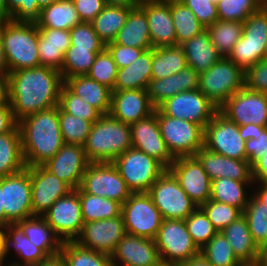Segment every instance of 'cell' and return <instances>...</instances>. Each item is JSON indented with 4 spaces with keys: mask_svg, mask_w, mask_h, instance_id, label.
<instances>
[{
    "mask_svg": "<svg viewBox=\"0 0 267 266\" xmlns=\"http://www.w3.org/2000/svg\"><path fill=\"white\" fill-rule=\"evenodd\" d=\"M259 7H267V0H254Z\"/></svg>",
    "mask_w": 267,
    "mask_h": 266,
    "instance_id": "76",
    "label": "cell"
},
{
    "mask_svg": "<svg viewBox=\"0 0 267 266\" xmlns=\"http://www.w3.org/2000/svg\"><path fill=\"white\" fill-rule=\"evenodd\" d=\"M200 208L207 215L214 228L221 232L225 227L236 221L243 212L237 207L209 199Z\"/></svg>",
    "mask_w": 267,
    "mask_h": 266,
    "instance_id": "51",
    "label": "cell"
},
{
    "mask_svg": "<svg viewBox=\"0 0 267 266\" xmlns=\"http://www.w3.org/2000/svg\"><path fill=\"white\" fill-rule=\"evenodd\" d=\"M254 193H255L254 196L259 201H261L267 208V183H261L260 185H258V189Z\"/></svg>",
    "mask_w": 267,
    "mask_h": 266,
    "instance_id": "68",
    "label": "cell"
},
{
    "mask_svg": "<svg viewBox=\"0 0 267 266\" xmlns=\"http://www.w3.org/2000/svg\"><path fill=\"white\" fill-rule=\"evenodd\" d=\"M10 222L5 218L2 199V177H0V226H8Z\"/></svg>",
    "mask_w": 267,
    "mask_h": 266,
    "instance_id": "70",
    "label": "cell"
},
{
    "mask_svg": "<svg viewBox=\"0 0 267 266\" xmlns=\"http://www.w3.org/2000/svg\"><path fill=\"white\" fill-rule=\"evenodd\" d=\"M267 46V7H260L243 22L241 38L228 56L244 71L264 60Z\"/></svg>",
    "mask_w": 267,
    "mask_h": 266,
    "instance_id": "6",
    "label": "cell"
},
{
    "mask_svg": "<svg viewBox=\"0 0 267 266\" xmlns=\"http://www.w3.org/2000/svg\"><path fill=\"white\" fill-rule=\"evenodd\" d=\"M59 106L65 112L92 123L102 116L96 108L74 94L65 84L62 85L60 90Z\"/></svg>",
    "mask_w": 267,
    "mask_h": 266,
    "instance_id": "49",
    "label": "cell"
},
{
    "mask_svg": "<svg viewBox=\"0 0 267 266\" xmlns=\"http://www.w3.org/2000/svg\"><path fill=\"white\" fill-rule=\"evenodd\" d=\"M39 29L34 22H0V40L5 51L8 73L39 67Z\"/></svg>",
    "mask_w": 267,
    "mask_h": 266,
    "instance_id": "4",
    "label": "cell"
},
{
    "mask_svg": "<svg viewBox=\"0 0 267 266\" xmlns=\"http://www.w3.org/2000/svg\"><path fill=\"white\" fill-rule=\"evenodd\" d=\"M187 66L183 47L180 45L152 48V79H162L179 73Z\"/></svg>",
    "mask_w": 267,
    "mask_h": 266,
    "instance_id": "38",
    "label": "cell"
},
{
    "mask_svg": "<svg viewBox=\"0 0 267 266\" xmlns=\"http://www.w3.org/2000/svg\"><path fill=\"white\" fill-rule=\"evenodd\" d=\"M17 126L28 167L42 166L65 144L60 129L58 106L29 115L18 121Z\"/></svg>",
    "mask_w": 267,
    "mask_h": 266,
    "instance_id": "2",
    "label": "cell"
},
{
    "mask_svg": "<svg viewBox=\"0 0 267 266\" xmlns=\"http://www.w3.org/2000/svg\"><path fill=\"white\" fill-rule=\"evenodd\" d=\"M199 73L186 66L179 73L162 79H151L147 88L151 104L157 108L165 100L182 91L197 90Z\"/></svg>",
    "mask_w": 267,
    "mask_h": 266,
    "instance_id": "27",
    "label": "cell"
},
{
    "mask_svg": "<svg viewBox=\"0 0 267 266\" xmlns=\"http://www.w3.org/2000/svg\"><path fill=\"white\" fill-rule=\"evenodd\" d=\"M10 104L8 74H0V105Z\"/></svg>",
    "mask_w": 267,
    "mask_h": 266,
    "instance_id": "64",
    "label": "cell"
},
{
    "mask_svg": "<svg viewBox=\"0 0 267 266\" xmlns=\"http://www.w3.org/2000/svg\"><path fill=\"white\" fill-rule=\"evenodd\" d=\"M34 266H67L61 254L47 257L44 261Z\"/></svg>",
    "mask_w": 267,
    "mask_h": 266,
    "instance_id": "65",
    "label": "cell"
},
{
    "mask_svg": "<svg viewBox=\"0 0 267 266\" xmlns=\"http://www.w3.org/2000/svg\"><path fill=\"white\" fill-rule=\"evenodd\" d=\"M126 234L122 215L84 223L79 237L80 246L111 256Z\"/></svg>",
    "mask_w": 267,
    "mask_h": 266,
    "instance_id": "18",
    "label": "cell"
},
{
    "mask_svg": "<svg viewBox=\"0 0 267 266\" xmlns=\"http://www.w3.org/2000/svg\"><path fill=\"white\" fill-rule=\"evenodd\" d=\"M249 184L253 181H237L227 177L214 179L211 181L210 199L237 207L243 212L250 199L244 189Z\"/></svg>",
    "mask_w": 267,
    "mask_h": 266,
    "instance_id": "40",
    "label": "cell"
},
{
    "mask_svg": "<svg viewBox=\"0 0 267 266\" xmlns=\"http://www.w3.org/2000/svg\"><path fill=\"white\" fill-rule=\"evenodd\" d=\"M8 20L16 22H34L40 18L41 8L32 0H6Z\"/></svg>",
    "mask_w": 267,
    "mask_h": 266,
    "instance_id": "55",
    "label": "cell"
},
{
    "mask_svg": "<svg viewBox=\"0 0 267 266\" xmlns=\"http://www.w3.org/2000/svg\"><path fill=\"white\" fill-rule=\"evenodd\" d=\"M38 53L40 65L61 70L64 55L70 43L69 30L38 28Z\"/></svg>",
    "mask_w": 267,
    "mask_h": 266,
    "instance_id": "28",
    "label": "cell"
},
{
    "mask_svg": "<svg viewBox=\"0 0 267 266\" xmlns=\"http://www.w3.org/2000/svg\"><path fill=\"white\" fill-rule=\"evenodd\" d=\"M182 0H157V2H160V3H173V2H181Z\"/></svg>",
    "mask_w": 267,
    "mask_h": 266,
    "instance_id": "77",
    "label": "cell"
},
{
    "mask_svg": "<svg viewBox=\"0 0 267 266\" xmlns=\"http://www.w3.org/2000/svg\"><path fill=\"white\" fill-rule=\"evenodd\" d=\"M59 0H32V3H38V6L42 9L45 6H48Z\"/></svg>",
    "mask_w": 267,
    "mask_h": 266,
    "instance_id": "73",
    "label": "cell"
},
{
    "mask_svg": "<svg viewBox=\"0 0 267 266\" xmlns=\"http://www.w3.org/2000/svg\"><path fill=\"white\" fill-rule=\"evenodd\" d=\"M2 199L5 218L10 223L33 216L28 166L16 174L2 177Z\"/></svg>",
    "mask_w": 267,
    "mask_h": 266,
    "instance_id": "17",
    "label": "cell"
},
{
    "mask_svg": "<svg viewBox=\"0 0 267 266\" xmlns=\"http://www.w3.org/2000/svg\"><path fill=\"white\" fill-rule=\"evenodd\" d=\"M168 170L198 207L210 199L211 179L195 156L176 158Z\"/></svg>",
    "mask_w": 267,
    "mask_h": 266,
    "instance_id": "19",
    "label": "cell"
},
{
    "mask_svg": "<svg viewBox=\"0 0 267 266\" xmlns=\"http://www.w3.org/2000/svg\"><path fill=\"white\" fill-rule=\"evenodd\" d=\"M262 253H267V245L262 249Z\"/></svg>",
    "mask_w": 267,
    "mask_h": 266,
    "instance_id": "79",
    "label": "cell"
},
{
    "mask_svg": "<svg viewBox=\"0 0 267 266\" xmlns=\"http://www.w3.org/2000/svg\"><path fill=\"white\" fill-rule=\"evenodd\" d=\"M130 126L132 147L155 158L168 169L175 159L170 155L161 136L156 112Z\"/></svg>",
    "mask_w": 267,
    "mask_h": 266,
    "instance_id": "21",
    "label": "cell"
},
{
    "mask_svg": "<svg viewBox=\"0 0 267 266\" xmlns=\"http://www.w3.org/2000/svg\"><path fill=\"white\" fill-rule=\"evenodd\" d=\"M219 0H182L205 27L211 26L219 19L216 3Z\"/></svg>",
    "mask_w": 267,
    "mask_h": 266,
    "instance_id": "56",
    "label": "cell"
},
{
    "mask_svg": "<svg viewBox=\"0 0 267 266\" xmlns=\"http://www.w3.org/2000/svg\"><path fill=\"white\" fill-rule=\"evenodd\" d=\"M244 86L252 91L267 93V60H261L245 70Z\"/></svg>",
    "mask_w": 267,
    "mask_h": 266,
    "instance_id": "57",
    "label": "cell"
},
{
    "mask_svg": "<svg viewBox=\"0 0 267 266\" xmlns=\"http://www.w3.org/2000/svg\"><path fill=\"white\" fill-rule=\"evenodd\" d=\"M195 157L212 180L230 178L237 181H253L252 166L247 160H238L201 148Z\"/></svg>",
    "mask_w": 267,
    "mask_h": 266,
    "instance_id": "25",
    "label": "cell"
},
{
    "mask_svg": "<svg viewBox=\"0 0 267 266\" xmlns=\"http://www.w3.org/2000/svg\"><path fill=\"white\" fill-rule=\"evenodd\" d=\"M148 194L163 219L185 220L198 207L168 169L156 180Z\"/></svg>",
    "mask_w": 267,
    "mask_h": 266,
    "instance_id": "11",
    "label": "cell"
},
{
    "mask_svg": "<svg viewBox=\"0 0 267 266\" xmlns=\"http://www.w3.org/2000/svg\"><path fill=\"white\" fill-rule=\"evenodd\" d=\"M243 216L247 219L254 242L262 250L267 245V208L254 195L250 197Z\"/></svg>",
    "mask_w": 267,
    "mask_h": 266,
    "instance_id": "46",
    "label": "cell"
},
{
    "mask_svg": "<svg viewBox=\"0 0 267 266\" xmlns=\"http://www.w3.org/2000/svg\"><path fill=\"white\" fill-rule=\"evenodd\" d=\"M147 16L152 48L176 46L171 3H148L139 6Z\"/></svg>",
    "mask_w": 267,
    "mask_h": 266,
    "instance_id": "26",
    "label": "cell"
},
{
    "mask_svg": "<svg viewBox=\"0 0 267 266\" xmlns=\"http://www.w3.org/2000/svg\"><path fill=\"white\" fill-rule=\"evenodd\" d=\"M81 22H91L106 5L104 0H72Z\"/></svg>",
    "mask_w": 267,
    "mask_h": 266,
    "instance_id": "60",
    "label": "cell"
},
{
    "mask_svg": "<svg viewBox=\"0 0 267 266\" xmlns=\"http://www.w3.org/2000/svg\"><path fill=\"white\" fill-rule=\"evenodd\" d=\"M155 242L162 264L179 265L200 254L184 220L163 219Z\"/></svg>",
    "mask_w": 267,
    "mask_h": 266,
    "instance_id": "9",
    "label": "cell"
},
{
    "mask_svg": "<svg viewBox=\"0 0 267 266\" xmlns=\"http://www.w3.org/2000/svg\"><path fill=\"white\" fill-rule=\"evenodd\" d=\"M7 226H0V266L6 257Z\"/></svg>",
    "mask_w": 267,
    "mask_h": 266,
    "instance_id": "66",
    "label": "cell"
},
{
    "mask_svg": "<svg viewBox=\"0 0 267 266\" xmlns=\"http://www.w3.org/2000/svg\"><path fill=\"white\" fill-rule=\"evenodd\" d=\"M247 161L252 165L257 159L267 154V128L259 132L245 143Z\"/></svg>",
    "mask_w": 267,
    "mask_h": 266,
    "instance_id": "59",
    "label": "cell"
},
{
    "mask_svg": "<svg viewBox=\"0 0 267 266\" xmlns=\"http://www.w3.org/2000/svg\"><path fill=\"white\" fill-rule=\"evenodd\" d=\"M262 260L265 263V266H267V253H263Z\"/></svg>",
    "mask_w": 267,
    "mask_h": 266,
    "instance_id": "78",
    "label": "cell"
},
{
    "mask_svg": "<svg viewBox=\"0 0 267 266\" xmlns=\"http://www.w3.org/2000/svg\"><path fill=\"white\" fill-rule=\"evenodd\" d=\"M16 125L10 104L0 105V134L10 132Z\"/></svg>",
    "mask_w": 267,
    "mask_h": 266,
    "instance_id": "61",
    "label": "cell"
},
{
    "mask_svg": "<svg viewBox=\"0 0 267 266\" xmlns=\"http://www.w3.org/2000/svg\"><path fill=\"white\" fill-rule=\"evenodd\" d=\"M253 182L267 183V154L257 159L252 165Z\"/></svg>",
    "mask_w": 267,
    "mask_h": 266,
    "instance_id": "62",
    "label": "cell"
},
{
    "mask_svg": "<svg viewBox=\"0 0 267 266\" xmlns=\"http://www.w3.org/2000/svg\"><path fill=\"white\" fill-rule=\"evenodd\" d=\"M60 254L67 266H114L111 256L84 248L75 241L63 242Z\"/></svg>",
    "mask_w": 267,
    "mask_h": 266,
    "instance_id": "44",
    "label": "cell"
},
{
    "mask_svg": "<svg viewBox=\"0 0 267 266\" xmlns=\"http://www.w3.org/2000/svg\"><path fill=\"white\" fill-rule=\"evenodd\" d=\"M64 84L102 115L110 113L112 89L89 78L87 75L67 78Z\"/></svg>",
    "mask_w": 267,
    "mask_h": 266,
    "instance_id": "30",
    "label": "cell"
},
{
    "mask_svg": "<svg viewBox=\"0 0 267 266\" xmlns=\"http://www.w3.org/2000/svg\"><path fill=\"white\" fill-rule=\"evenodd\" d=\"M157 109L163 114L200 125L203 129L218 108L199 90L182 91L165 100Z\"/></svg>",
    "mask_w": 267,
    "mask_h": 266,
    "instance_id": "14",
    "label": "cell"
},
{
    "mask_svg": "<svg viewBox=\"0 0 267 266\" xmlns=\"http://www.w3.org/2000/svg\"><path fill=\"white\" fill-rule=\"evenodd\" d=\"M132 193H148L166 168L155 158L129 148L112 162Z\"/></svg>",
    "mask_w": 267,
    "mask_h": 266,
    "instance_id": "8",
    "label": "cell"
},
{
    "mask_svg": "<svg viewBox=\"0 0 267 266\" xmlns=\"http://www.w3.org/2000/svg\"><path fill=\"white\" fill-rule=\"evenodd\" d=\"M177 266H212L210 265L201 254L198 256L191 258L189 261L183 262Z\"/></svg>",
    "mask_w": 267,
    "mask_h": 266,
    "instance_id": "67",
    "label": "cell"
},
{
    "mask_svg": "<svg viewBox=\"0 0 267 266\" xmlns=\"http://www.w3.org/2000/svg\"><path fill=\"white\" fill-rule=\"evenodd\" d=\"M15 249L17 255L23 259L22 264L11 262V266H34L44 261L47 256L25 235L23 228L18 223H9L7 226L6 256L10 247Z\"/></svg>",
    "mask_w": 267,
    "mask_h": 266,
    "instance_id": "37",
    "label": "cell"
},
{
    "mask_svg": "<svg viewBox=\"0 0 267 266\" xmlns=\"http://www.w3.org/2000/svg\"><path fill=\"white\" fill-rule=\"evenodd\" d=\"M266 128L267 127H265V126L255 125L253 123L239 126L240 137L244 141H248L251 138H253V136H255L259 132V130H265Z\"/></svg>",
    "mask_w": 267,
    "mask_h": 266,
    "instance_id": "63",
    "label": "cell"
},
{
    "mask_svg": "<svg viewBox=\"0 0 267 266\" xmlns=\"http://www.w3.org/2000/svg\"><path fill=\"white\" fill-rule=\"evenodd\" d=\"M79 188L85 193L112 199L121 205L132 194L112 162L89 163Z\"/></svg>",
    "mask_w": 267,
    "mask_h": 266,
    "instance_id": "12",
    "label": "cell"
},
{
    "mask_svg": "<svg viewBox=\"0 0 267 266\" xmlns=\"http://www.w3.org/2000/svg\"><path fill=\"white\" fill-rule=\"evenodd\" d=\"M79 198L84 223L121 215V204L115 200L85 193L80 188Z\"/></svg>",
    "mask_w": 267,
    "mask_h": 266,
    "instance_id": "41",
    "label": "cell"
},
{
    "mask_svg": "<svg viewBox=\"0 0 267 266\" xmlns=\"http://www.w3.org/2000/svg\"><path fill=\"white\" fill-rule=\"evenodd\" d=\"M239 266H265V263L261 259L260 261L254 263H241Z\"/></svg>",
    "mask_w": 267,
    "mask_h": 266,
    "instance_id": "75",
    "label": "cell"
},
{
    "mask_svg": "<svg viewBox=\"0 0 267 266\" xmlns=\"http://www.w3.org/2000/svg\"><path fill=\"white\" fill-rule=\"evenodd\" d=\"M10 106L16 122L59 105L64 80L59 70L47 66L8 73Z\"/></svg>",
    "mask_w": 267,
    "mask_h": 266,
    "instance_id": "1",
    "label": "cell"
},
{
    "mask_svg": "<svg viewBox=\"0 0 267 266\" xmlns=\"http://www.w3.org/2000/svg\"><path fill=\"white\" fill-rule=\"evenodd\" d=\"M43 217L63 242L75 241L84 225L79 188L55 201Z\"/></svg>",
    "mask_w": 267,
    "mask_h": 266,
    "instance_id": "16",
    "label": "cell"
},
{
    "mask_svg": "<svg viewBox=\"0 0 267 266\" xmlns=\"http://www.w3.org/2000/svg\"><path fill=\"white\" fill-rule=\"evenodd\" d=\"M221 233L232 247L234 255L241 263H254L263 257L262 250L254 242L247 219L242 215Z\"/></svg>",
    "mask_w": 267,
    "mask_h": 266,
    "instance_id": "29",
    "label": "cell"
},
{
    "mask_svg": "<svg viewBox=\"0 0 267 266\" xmlns=\"http://www.w3.org/2000/svg\"><path fill=\"white\" fill-rule=\"evenodd\" d=\"M155 107L151 104L148 91L114 90L112 91L110 115L128 125L152 114Z\"/></svg>",
    "mask_w": 267,
    "mask_h": 266,
    "instance_id": "24",
    "label": "cell"
},
{
    "mask_svg": "<svg viewBox=\"0 0 267 266\" xmlns=\"http://www.w3.org/2000/svg\"><path fill=\"white\" fill-rule=\"evenodd\" d=\"M117 71L118 68L112 55L105 48L102 52L96 55L94 63L87 76L114 91Z\"/></svg>",
    "mask_w": 267,
    "mask_h": 266,
    "instance_id": "52",
    "label": "cell"
},
{
    "mask_svg": "<svg viewBox=\"0 0 267 266\" xmlns=\"http://www.w3.org/2000/svg\"><path fill=\"white\" fill-rule=\"evenodd\" d=\"M81 22L72 0H59L41 9L38 28L70 30Z\"/></svg>",
    "mask_w": 267,
    "mask_h": 266,
    "instance_id": "36",
    "label": "cell"
},
{
    "mask_svg": "<svg viewBox=\"0 0 267 266\" xmlns=\"http://www.w3.org/2000/svg\"><path fill=\"white\" fill-rule=\"evenodd\" d=\"M202 257L212 266H239L241 262L234 255L226 237L218 232L200 249Z\"/></svg>",
    "mask_w": 267,
    "mask_h": 266,
    "instance_id": "47",
    "label": "cell"
},
{
    "mask_svg": "<svg viewBox=\"0 0 267 266\" xmlns=\"http://www.w3.org/2000/svg\"><path fill=\"white\" fill-rule=\"evenodd\" d=\"M104 49H82L70 46L64 55L60 70L63 80L74 76L87 75L95 57Z\"/></svg>",
    "mask_w": 267,
    "mask_h": 266,
    "instance_id": "45",
    "label": "cell"
},
{
    "mask_svg": "<svg viewBox=\"0 0 267 266\" xmlns=\"http://www.w3.org/2000/svg\"><path fill=\"white\" fill-rule=\"evenodd\" d=\"M114 266H160L162 264L153 239L125 234L111 255ZM120 263L118 264V262Z\"/></svg>",
    "mask_w": 267,
    "mask_h": 266,
    "instance_id": "23",
    "label": "cell"
},
{
    "mask_svg": "<svg viewBox=\"0 0 267 266\" xmlns=\"http://www.w3.org/2000/svg\"><path fill=\"white\" fill-rule=\"evenodd\" d=\"M154 111L157 114L161 136L174 159L193 157L204 147V129L200 125L163 115L157 108Z\"/></svg>",
    "mask_w": 267,
    "mask_h": 266,
    "instance_id": "7",
    "label": "cell"
},
{
    "mask_svg": "<svg viewBox=\"0 0 267 266\" xmlns=\"http://www.w3.org/2000/svg\"><path fill=\"white\" fill-rule=\"evenodd\" d=\"M70 32L71 46L82 49H105L106 44L99 38L91 22H80Z\"/></svg>",
    "mask_w": 267,
    "mask_h": 266,
    "instance_id": "54",
    "label": "cell"
},
{
    "mask_svg": "<svg viewBox=\"0 0 267 266\" xmlns=\"http://www.w3.org/2000/svg\"><path fill=\"white\" fill-rule=\"evenodd\" d=\"M0 74H8V66L5 56V51L0 40Z\"/></svg>",
    "mask_w": 267,
    "mask_h": 266,
    "instance_id": "69",
    "label": "cell"
},
{
    "mask_svg": "<svg viewBox=\"0 0 267 266\" xmlns=\"http://www.w3.org/2000/svg\"><path fill=\"white\" fill-rule=\"evenodd\" d=\"M31 243L47 257L60 254L63 241L43 216H32L17 222Z\"/></svg>",
    "mask_w": 267,
    "mask_h": 266,
    "instance_id": "32",
    "label": "cell"
},
{
    "mask_svg": "<svg viewBox=\"0 0 267 266\" xmlns=\"http://www.w3.org/2000/svg\"><path fill=\"white\" fill-rule=\"evenodd\" d=\"M26 167L21 135L16 125L10 132L0 134V177L16 174Z\"/></svg>",
    "mask_w": 267,
    "mask_h": 266,
    "instance_id": "35",
    "label": "cell"
},
{
    "mask_svg": "<svg viewBox=\"0 0 267 266\" xmlns=\"http://www.w3.org/2000/svg\"><path fill=\"white\" fill-rule=\"evenodd\" d=\"M113 42L129 47L152 48L147 16L139 6L129 11L125 24L119 30Z\"/></svg>",
    "mask_w": 267,
    "mask_h": 266,
    "instance_id": "31",
    "label": "cell"
},
{
    "mask_svg": "<svg viewBox=\"0 0 267 266\" xmlns=\"http://www.w3.org/2000/svg\"><path fill=\"white\" fill-rule=\"evenodd\" d=\"M152 48L145 50L131 65L118 69L114 90H147L152 79Z\"/></svg>",
    "mask_w": 267,
    "mask_h": 266,
    "instance_id": "34",
    "label": "cell"
},
{
    "mask_svg": "<svg viewBox=\"0 0 267 266\" xmlns=\"http://www.w3.org/2000/svg\"><path fill=\"white\" fill-rule=\"evenodd\" d=\"M206 30L221 57H228L242 36L243 22L216 20Z\"/></svg>",
    "mask_w": 267,
    "mask_h": 266,
    "instance_id": "42",
    "label": "cell"
},
{
    "mask_svg": "<svg viewBox=\"0 0 267 266\" xmlns=\"http://www.w3.org/2000/svg\"><path fill=\"white\" fill-rule=\"evenodd\" d=\"M218 110L238 126L253 123L267 127V93L252 91L244 86Z\"/></svg>",
    "mask_w": 267,
    "mask_h": 266,
    "instance_id": "15",
    "label": "cell"
},
{
    "mask_svg": "<svg viewBox=\"0 0 267 266\" xmlns=\"http://www.w3.org/2000/svg\"><path fill=\"white\" fill-rule=\"evenodd\" d=\"M171 15L175 28L177 45L204 31L206 28L198 21L195 14L181 2L171 3Z\"/></svg>",
    "mask_w": 267,
    "mask_h": 266,
    "instance_id": "43",
    "label": "cell"
},
{
    "mask_svg": "<svg viewBox=\"0 0 267 266\" xmlns=\"http://www.w3.org/2000/svg\"><path fill=\"white\" fill-rule=\"evenodd\" d=\"M106 5L124 6V7H136L132 0H104Z\"/></svg>",
    "mask_w": 267,
    "mask_h": 266,
    "instance_id": "71",
    "label": "cell"
},
{
    "mask_svg": "<svg viewBox=\"0 0 267 266\" xmlns=\"http://www.w3.org/2000/svg\"><path fill=\"white\" fill-rule=\"evenodd\" d=\"M184 221L187 231L199 249L218 233L200 207H197Z\"/></svg>",
    "mask_w": 267,
    "mask_h": 266,
    "instance_id": "50",
    "label": "cell"
},
{
    "mask_svg": "<svg viewBox=\"0 0 267 266\" xmlns=\"http://www.w3.org/2000/svg\"><path fill=\"white\" fill-rule=\"evenodd\" d=\"M106 49L112 55L118 69L131 65L145 50H148L115 44L113 41L106 44Z\"/></svg>",
    "mask_w": 267,
    "mask_h": 266,
    "instance_id": "58",
    "label": "cell"
},
{
    "mask_svg": "<svg viewBox=\"0 0 267 266\" xmlns=\"http://www.w3.org/2000/svg\"><path fill=\"white\" fill-rule=\"evenodd\" d=\"M29 173L33 216H43L55 201L73 190L66 182L43 166H31Z\"/></svg>",
    "mask_w": 267,
    "mask_h": 266,
    "instance_id": "20",
    "label": "cell"
},
{
    "mask_svg": "<svg viewBox=\"0 0 267 266\" xmlns=\"http://www.w3.org/2000/svg\"><path fill=\"white\" fill-rule=\"evenodd\" d=\"M181 46L185 53L187 66H190L199 74L207 71L221 58L206 29Z\"/></svg>",
    "mask_w": 267,
    "mask_h": 266,
    "instance_id": "33",
    "label": "cell"
},
{
    "mask_svg": "<svg viewBox=\"0 0 267 266\" xmlns=\"http://www.w3.org/2000/svg\"><path fill=\"white\" fill-rule=\"evenodd\" d=\"M58 117L64 143L83 146L93 123L65 112L59 105Z\"/></svg>",
    "mask_w": 267,
    "mask_h": 266,
    "instance_id": "48",
    "label": "cell"
},
{
    "mask_svg": "<svg viewBox=\"0 0 267 266\" xmlns=\"http://www.w3.org/2000/svg\"><path fill=\"white\" fill-rule=\"evenodd\" d=\"M129 148H132L131 126L110 114L102 115L92 124L83 145L90 163L113 162Z\"/></svg>",
    "mask_w": 267,
    "mask_h": 266,
    "instance_id": "3",
    "label": "cell"
},
{
    "mask_svg": "<svg viewBox=\"0 0 267 266\" xmlns=\"http://www.w3.org/2000/svg\"><path fill=\"white\" fill-rule=\"evenodd\" d=\"M219 20L244 22L260 7L254 0H219L216 3Z\"/></svg>",
    "mask_w": 267,
    "mask_h": 266,
    "instance_id": "53",
    "label": "cell"
},
{
    "mask_svg": "<svg viewBox=\"0 0 267 266\" xmlns=\"http://www.w3.org/2000/svg\"><path fill=\"white\" fill-rule=\"evenodd\" d=\"M135 6H141L148 3H155L157 0H132Z\"/></svg>",
    "mask_w": 267,
    "mask_h": 266,
    "instance_id": "74",
    "label": "cell"
},
{
    "mask_svg": "<svg viewBox=\"0 0 267 266\" xmlns=\"http://www.w3.org/2000/svg\"><path fill=\"white\" fill-rule=\"evenodd\" d=\"M127 234L155 240L163 217L148 193H132L121 205Z\"/></svg>",
    "mask_w": 267,
    "mask_h": 266,
    "instance_id": "10",
    "label": "cell"
},
{
    "mask_svg": "<svg viewBox=\"0 0 267 266\" xmlns=\"http://www.w3.org/2000/svg\"><path fill=\"white\" fill-rule=\"evenodd\" d=\"M245 71L228 57H221L199 74L198 89L219 109L244 87Z\"/></svg>",
    "mask_w": 267,
    "mask_h": 266,
    "instance_id": "5",
    "label": "cell"
},
{
    "mask_svg": "<svg viewBox=\"0 0 267 266\" xmlns=\"http://www.w3.org/2000/svg\"><path fill=\"white\" fill-rule=\"evenodd\" d=\"M89 163L83 146L65 143L42 166L60 180L66 182L74 190L80 187L84 172Z\"/></svg>",
    "mask_w": 267,
    "mask_h": 266,
    "instance_id": "22",
    "label": "cell"
},
{
    "mask_svg": "<svg viewBox=\"0 0 267 266\" xmlns=\"http://www.w3.org/2000/svg\"><path fill=\"white\" fill-rule=\"evenodd\" d=\"M8 20V8L6 0H0V22Z\"/></svg>",
    "mask_w": 267,
    "mask_h": 266,
    "instance_id": "72",
    "label": "cell"
},
{
    "mask_svg": "<svg viewBox=\"0 0 267 266\" xmlns=\"http://www.w3.org/2000/svg\"><path fill=\"white\" fill-rule=\"evenodd\" d=\"M132 8L134 7L105 5L103 10L91 21L94 31L105 44L116 38Z\"/></svg>",
    "mask_w": 267,
    "mask_h": 266,
    "instance_id": "39",
    "label": "cell"
},
{
    "mask_svg": "<svg viewBox=\"0 0 267 266\" xmlns=\"http://www.w3.org/2000/svg\"><path fill=\"white\" fill-rule=\"evenodd\" d=\"M264 60H267V46H266V49H265V56H264Z\"/></svg>",
    "mask_w": 267,
    "mask_h": 266,
    "instance_id": "80",
    "label": "cell"
},
{
    "mask_svg": "<svg viewBox=\"0 0 267 266\" xmlns=\"http://www.w3.org/2000/svg\"><path fill=\"white\" fill-rule=\"evenodd\" d=\"M239 126L219 110L204 128V147L229 158L247 160Z\"/></svg>",
    "mask_w": 267,
    "mask_h": 266,
    "instance_id": "13",
    "label": "cell"
}]
</instances>
